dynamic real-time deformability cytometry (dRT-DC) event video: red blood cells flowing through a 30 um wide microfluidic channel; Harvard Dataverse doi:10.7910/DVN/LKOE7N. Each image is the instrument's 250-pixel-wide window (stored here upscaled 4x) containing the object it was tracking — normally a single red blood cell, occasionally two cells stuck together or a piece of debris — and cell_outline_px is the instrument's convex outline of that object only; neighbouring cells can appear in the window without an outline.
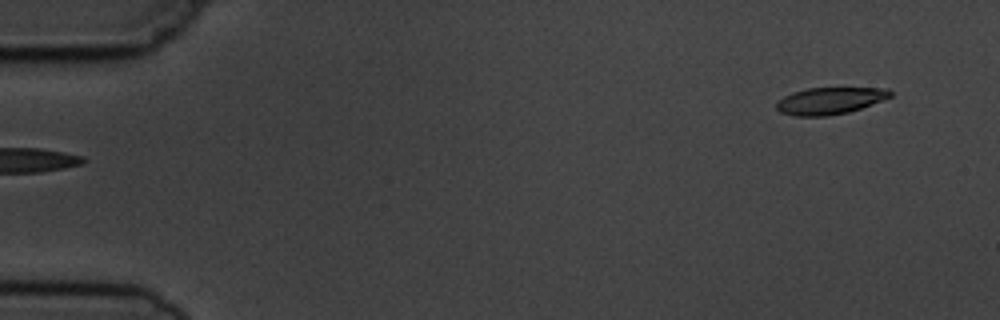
{"species": "common noctule bat (a hibernating species)", "species_latin": "Nyctalus noctula", "temperature_condition": "cold", "stored_images_in_passage": 6, "segment_of_instrument_passage": [2, 2], "camera_frame_rate_fps": 3000, "um_per_image_px": 0.085, "animal": {"sex": "male", "body_mass_g": 19.5, "forearm_length_mm": 54.6}, "frame": {"image": 1, "passage_image": 6, "time_ms": 5.667, "image_size_px": [1000, 320], "cell_outline_px": [[892, 96], [860, 108], [848, 112], [828, 116], [796, 116], [780, 112], [776, 108], [776, 100], [792, 92], [808, 88], [888, 88], [892, 92]], "centroid_in_image_um": [70.5, 8.56], "position_along_channel_um": 14.5, "area_um2": 17.8}}